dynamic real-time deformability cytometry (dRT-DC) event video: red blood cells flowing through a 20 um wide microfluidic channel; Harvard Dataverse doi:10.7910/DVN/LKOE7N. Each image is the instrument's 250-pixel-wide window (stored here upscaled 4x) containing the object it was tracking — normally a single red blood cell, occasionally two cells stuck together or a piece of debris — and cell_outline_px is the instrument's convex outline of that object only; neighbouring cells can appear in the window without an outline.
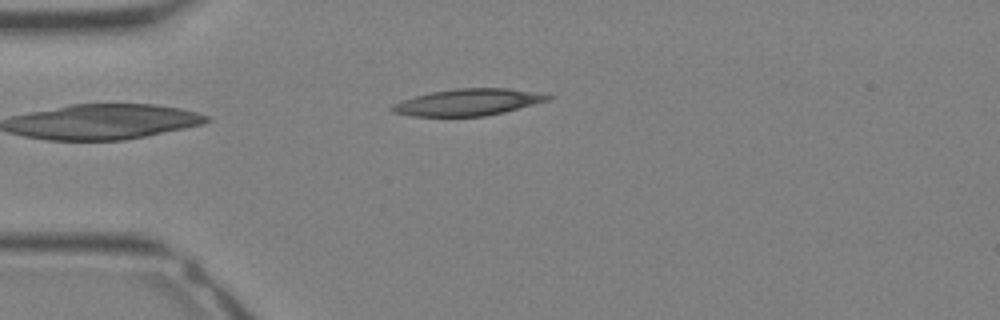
{"species": "Egyptian fruit bat (a non-hibernating species)", "species_latin": "Rousettus aegyptiacus", "temperature_condition": "warm", "stored_images_in_passage": 23, "camera_frame_rate_fps": 3000, "um_per_image_px": 0.085, "animal": {"sex": "female"}, "frame": {"image": 1, "passage_image": 1, "time_ms": 0.0, "image_size_px": [1000, 320], "cell_outline_px": [[556, 96], [548, 100], [504, 112], [484, 116], [412, 116], [392, 112], [388, 108], [392, 104], [428, 92], [456, 88], [508, 88], [544, 92]], "centroid_in_image_um": [39.82, 8.67], "position_along_channel_um": 45.2, "area_um2": 24.45}}
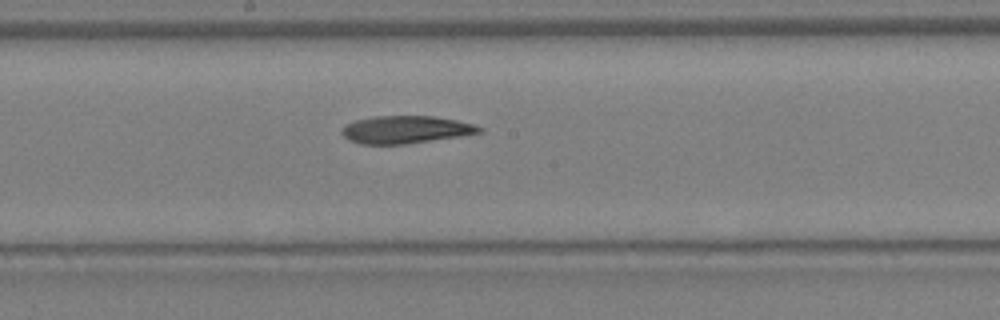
{"frame": {"image": 2, "passage_image": 10, "time_ms": 3.0, "image_size_px": [1000, 320], "cell_outline_px": [[484, 132], [460, 136], [404, 144], [360, 144], [348, 140], [340, 132], [344, 124], [356, 120], [376, 116], [432, 116], [456, 120], [472, 124], [484, 128]], "centroid_in_image_um": [34.46, 11.02], "position_along_channel_um": 213.7, "area_um2": 22.08}}
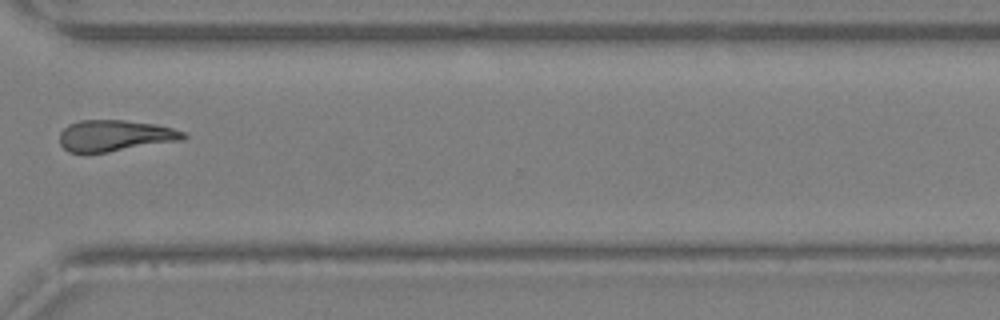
{"frame": {"image": 3, "passage_image": 17, "time_ms": 5.333, "image_size_px": [1000, 320], "cell_outline_px": [[188, 136], [184, 140], [108, 152], [68, 152], [60, 144], [60, 132], [68, 124], [80, 120], [124, 120], [156, 124], [172, 128], [184, 132]], "centroid_in_image_um": [9.79, 11.52], "position_along_channel_um": 360.8, "area_um2": 22.6}}